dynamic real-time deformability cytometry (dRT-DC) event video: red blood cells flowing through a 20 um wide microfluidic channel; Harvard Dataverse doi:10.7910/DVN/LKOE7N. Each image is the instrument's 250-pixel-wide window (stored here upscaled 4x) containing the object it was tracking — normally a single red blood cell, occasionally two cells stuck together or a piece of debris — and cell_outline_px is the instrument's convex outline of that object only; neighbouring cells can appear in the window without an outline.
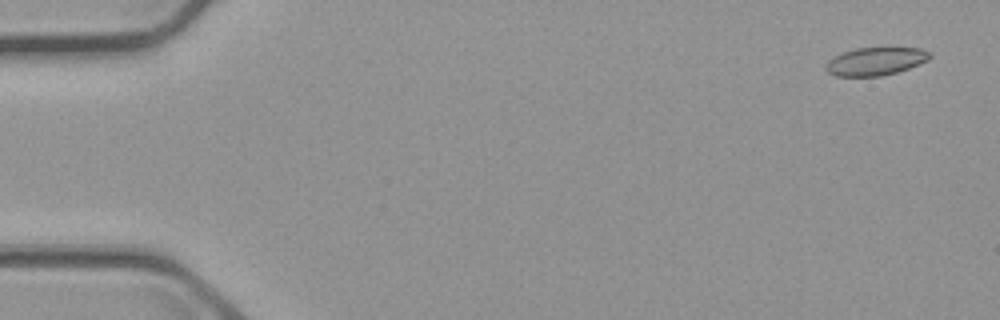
{"species": "common noctule bat (a hibernating species)", "species_latin": "Nyctalus noctula", "temperature_condition": "cold", "stored_images_in_passage": 5, "camera_frame_rate_fps": 3000, "um_per_image_px": 0.085, "animal": {"sex": "male", "body_mass_g": 23.1, "forearm_length_mm": 52.7}, "frame": {"image": 1, "passage_image": 1, "time_ms": 0.0, "image_size_px": [1000, 320], "cell_outline_px": [[932, 56], [928, 60], [920, 64], [896, 72], [880, 76], [836, 76], [828, 72], [824, 68], [824, 64], [828, 60], [840, 52], [856, 48], [920, 48], [928, 52]], "centroid_in_image_um": [74.37, 5.21], "position_along_channel_um": 10.6, "area_um2": 16.99}}
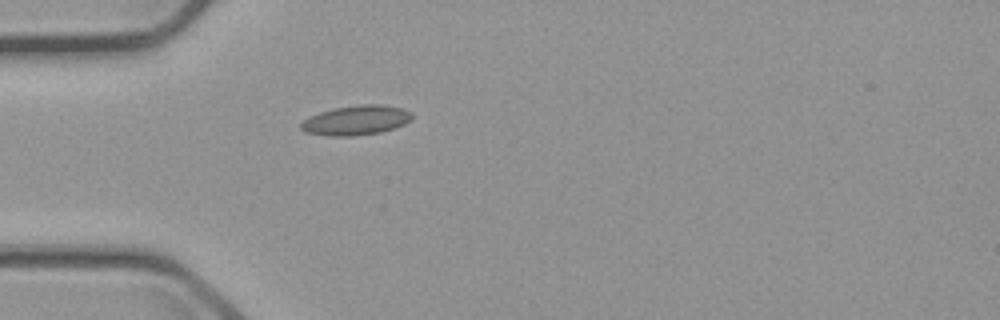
{"frame": {"image": 2, "passage_image": 5, "time_ms": 4.667, "image_size_px": [1000, 320], "cell_outline_px": [[412, 120], [404, 124], [380, 132], [352, 136], [332, 136], [304, 132], [300, 128], [300, 124], [308, 116], [332, 108], [360, 104], [384, 104], [404, 108], [412, 112]], "centroid_in_image_um": [30.27, 10.2], "position_along_channel_um": 54.7, "area_um2": 19.36}}